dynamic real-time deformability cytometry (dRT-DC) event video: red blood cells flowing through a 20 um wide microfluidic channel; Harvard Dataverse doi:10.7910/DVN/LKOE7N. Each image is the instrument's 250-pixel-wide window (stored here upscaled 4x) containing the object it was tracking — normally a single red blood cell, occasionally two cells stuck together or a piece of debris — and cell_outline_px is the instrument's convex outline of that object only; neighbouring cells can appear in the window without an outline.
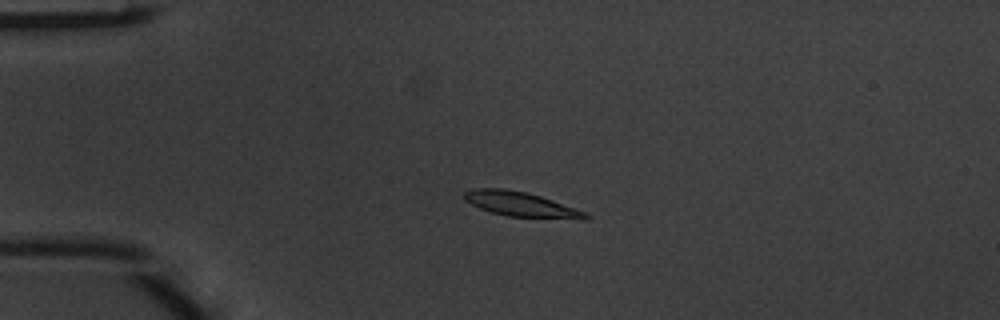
{"species": "common noctule bat (a hibernating species)", "species_latin": "Nyctalus noctula", "temperature_condition": "warm", "stored_images_in_passage": 6, "segment_of_instrument_passage": [1, 2], "camera_frame_rate_fps": 3000, "um_per_image_px": 0.085, "animal": {"sex": "male", "body_mass_g": 20.1, "forearm_length_mm": 53.5}, "frame": {"image": 1, "passage_image": 4, "time_ms": 1.0, "image_size_px": [1000, 320], "cell_outline_px": [[592, 216], [588, 220], [584, 220], [508, 216], [492, 212], [480, 208], [464, 200], [464, 192], [472, 188], [504, 188], [528, 192], [588, 212]], "centroid_in_image_um": [44.35, 17.37], "position_along_channel_um": 40.6, "area_um2": 17.74}}